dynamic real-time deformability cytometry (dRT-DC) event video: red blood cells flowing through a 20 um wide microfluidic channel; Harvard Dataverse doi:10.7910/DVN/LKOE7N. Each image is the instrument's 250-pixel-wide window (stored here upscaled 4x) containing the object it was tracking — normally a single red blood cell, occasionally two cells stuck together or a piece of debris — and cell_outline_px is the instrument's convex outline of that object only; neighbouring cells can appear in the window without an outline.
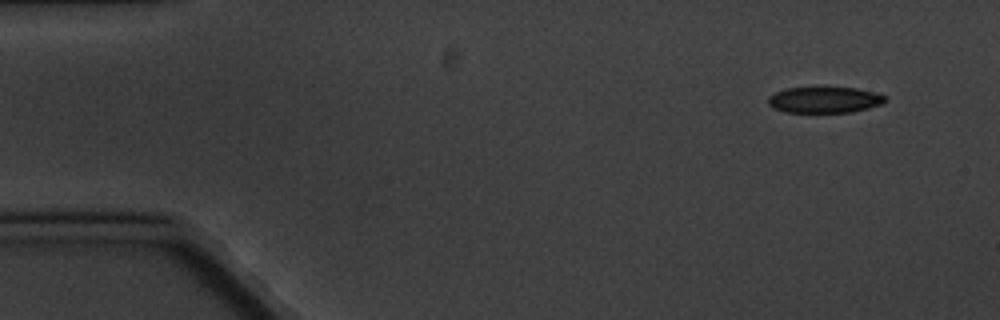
{"species": "common noctule bat (a hibernating species)", "species_latin": "Nyctalus noctula", "temperature_condition": "cold", "stored_images_in_passage": 10, "camera_frame_rate_fps": 3000, "um_per_image_px": 0.085, "animal": {"sex": "male", "body_mass_g": 20.1, "forearm_length_mm": 53.5}, "frame": {"image": 1, "passage_image": 1, "time_ms": 0.0, "image_size_px": [1000, 320], "cell_outline_px": [[888, 100], [880, 104], [868, 108], [852, 112], [784, 112], [772, 108], [768, 104], [768, 96], [776, 92], [788, 88], [812, 84], [856, 88], [872, 92], [884, 96]], "centroid_in_image_um": [70.02, 8.44], "position_along_channel_um": 15.0, "area_um2": 18.55}}
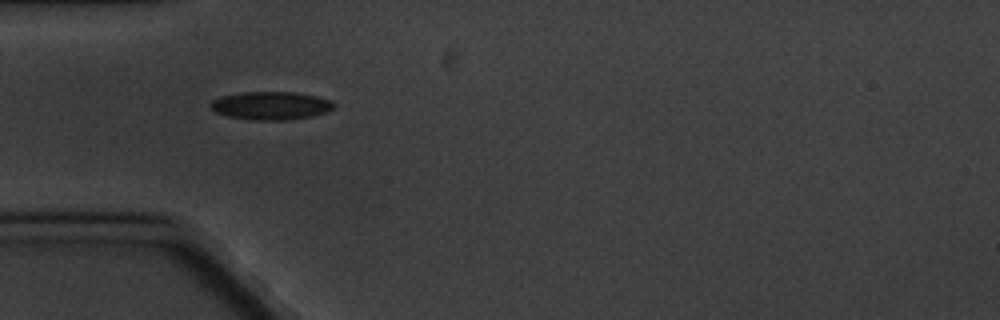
{"frame": {"image": 2, "passage_image": 5, "time_ms": 4.333, "image_size_px": [1000, 320], "cell_outline_px": [[336, 108], [328, 112], [312, 116], [284, 120], [256, 120], [228, 116], [216, 112], [208, 104], [212, 100], [220, 96], [240, 92], [296, 92], [316, 96], [332, 100], [336, 104]], "centroid_in_image_um": [23.06, 8.97], "position_along_channel_um": 61.9, "area_um2": 20.4}}
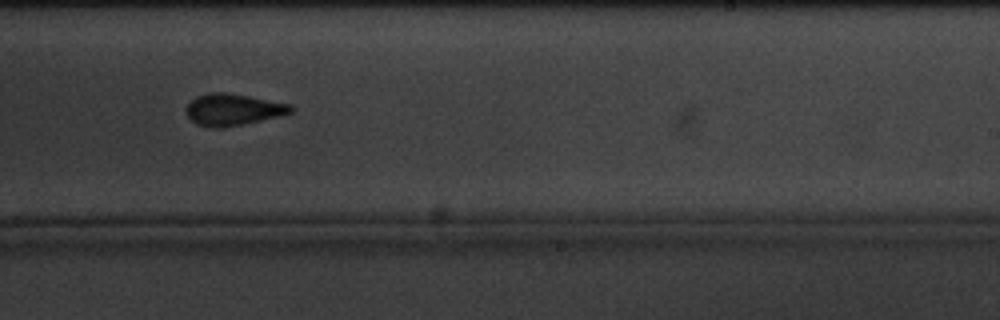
{"frame": {"image": 3, "passage_image": 10, "time_ms": 10.667, "image_size_px": [1000, 320], "cell_outline_px": [[296, 108], [292, 112], [280, 116], [220, 128], [208, 128], [196, 124], [184, 112], [184, 108], [196, 96], [212, 92], [224, 92], [248, 96], [292, 104]], "centroid_in_image_um": [19.79, 9.31], "position_along_channel_um": 269.2, "area_um2": 19.36}}